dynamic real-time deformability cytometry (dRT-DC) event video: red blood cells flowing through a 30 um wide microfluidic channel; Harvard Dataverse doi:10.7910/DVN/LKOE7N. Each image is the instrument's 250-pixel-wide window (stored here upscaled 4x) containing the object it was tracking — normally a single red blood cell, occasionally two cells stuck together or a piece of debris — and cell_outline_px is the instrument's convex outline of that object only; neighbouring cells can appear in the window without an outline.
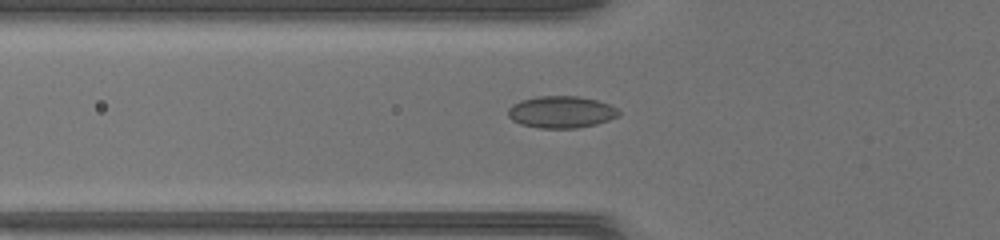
{"species": "common noctule bat (a hibernating species)", "species_latin": "Nyctalus noctula", "temperature_condition": "warm", "stored_images_in_passage": 39, "segment_of_instrument_passage": [1, 2], "camera_frame_rate_fps": 3000, "um_per_image_px": 0.085, "animal": {"sex": "female", "body_mass_g": 17.0, "forearm_length_mm": 48.0}, "frame": {"image": 1, "passage_image": 9, "time_ms": 2.667, "image_size_px": [1000, 240], "cell_outline_px": [[620, 116], [596, 124], [576, 128], [540, 128], [520, 124], [512, 120], [508, 116], [508, 108], [512, 104], [520, 100], [540, 96], [580, 96], [596, 100], [608, 104], [616, 108], [620, 112]], "centroid_in_image_um": [47.69, 9.52], "position_along_channel_um": 78.1, "area_um2": 20.63}}
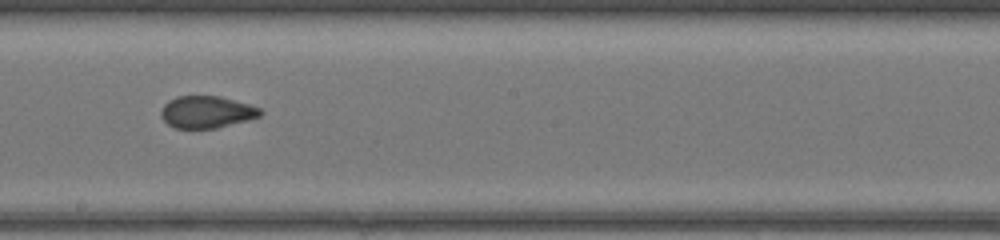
{"frame": {"image": 2, "passage_image": 19, "time_ms": 6.0, "image_size_px": [1000, 240], "cell_outline_px": [[264, 112], [260, 116], [248, 120], [216, 128], [176, 128], [168, 124], [160, 116], [160, 112], [164, 104], [168, 100], [176, 96], [220, 96], [248, 104], [260, 108]], "centroid_in_image_um": [17.55, 9.51], "position_along_channel_um": 230.6, "area_um2": 18.55}}
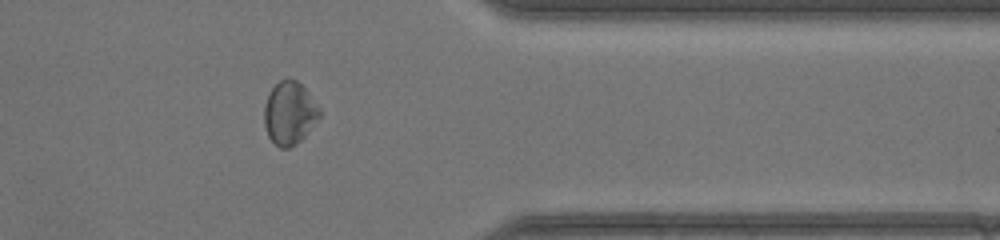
{"frame": {"image": 3, "passage_image": 30, "time_ms": 9.667, "image_size_px": [1000, 240], "cell_outline_px": [[320, 116], [304, 136], [296, 144], [288, 148], [280, 148], [268, 136], [264, 124], [264, 104], [272, 88], [280, 80], [296, 80], [304, 88], [320, 108]], "centroid_in_image_um": [24.59, 9.63], "position_along_channel_um": 386.8, "area_um2": 19.88}}